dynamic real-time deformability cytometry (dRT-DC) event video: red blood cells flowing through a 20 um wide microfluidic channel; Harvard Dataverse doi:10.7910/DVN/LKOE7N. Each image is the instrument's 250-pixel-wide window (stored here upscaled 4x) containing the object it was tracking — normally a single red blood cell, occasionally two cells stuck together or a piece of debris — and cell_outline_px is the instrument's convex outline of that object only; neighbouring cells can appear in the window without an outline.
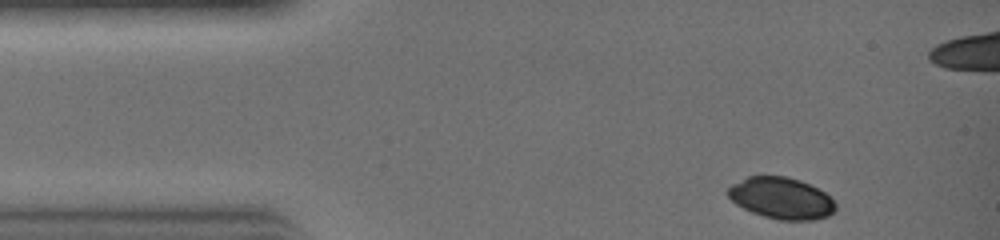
{"species": "common noctule bat (a hibernating species)", "species_latin": "Nyctalus noctula", "temperature_condition": "warm", "stored_images_in_passage": 20, "camera_frame_rate_fps": 3000, "um_per_image_px": 0.085, "animal": {"sex": "female", "body_mass_g": 19.0, "forearm_length_mm": 51.5}, "frame": {"image": 1, "passage_image": 1, "time_ms": 0.0, "image_size_px": [1000, 240], "cell_outline_px": [[836, 208], [828, 216], [812, 220], [780, 220], [764, 216], [752, 212], [736, 204], [724, 192], [732, 184], [748, 176], [784, 176], [800, 180], [824, 192], [836, 204]], "centroid_in_image_um": [66.38, 16.84], "position_along_channel_um": 18.6, "area_um2": 25.84}}
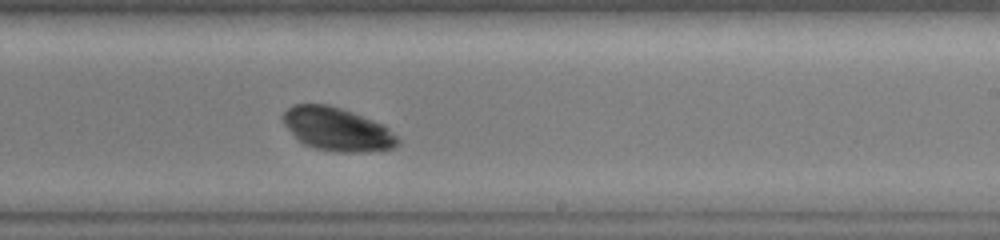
{"frame": {"image": 2, "passage_image": 16, "time_ms": 5.0, "image_size_px": [1000, 240], "cell_outline_px": [[400, 144], [396, 148], [364, 152], [336, 152], [316, 148], [304, 144], [280, 120], [280, 116], [292, 104], [328, 104], [352, 112], [384, 124], [400, 140]], "centroid_in_image_um": [28.67, 10.98], "position_along_channel_um": 260.3, "area_um2": 29.02}}
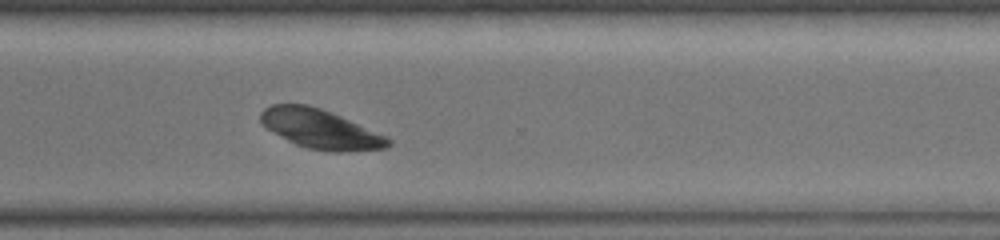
{"frame": {"image": 3, "passage_image": 20, "time_ms": 6.333, "image_size_px": [1000, 240], "cell_outline_px": [[392, 144], [388, 148], [340, 152], [332, 152], [304, 148], [288, 140], [260, 124], [260, 112], [264, 108], [272, 104], [308, 104], [332, 112], [384, 136], [392, 140]], "centroid_in_image_um": [27.2, 10.97], "position_along_channel_um": 343.4, "area_um2": 29.07}}